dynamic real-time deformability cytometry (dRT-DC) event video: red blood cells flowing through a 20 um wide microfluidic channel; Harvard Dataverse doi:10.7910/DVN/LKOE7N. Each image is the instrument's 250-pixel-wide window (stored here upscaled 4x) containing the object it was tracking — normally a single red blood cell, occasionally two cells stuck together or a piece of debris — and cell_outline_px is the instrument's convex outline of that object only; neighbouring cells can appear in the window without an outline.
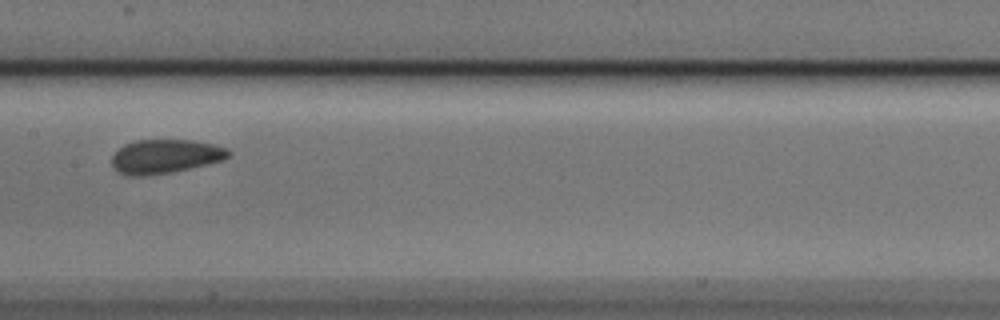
{"species": "Egyptian fruit bat (a non-hibernating species)", "species_latin": "Rousettus aegyptiacus", "temperature_condition": "cold", "stored_images_in_passage": 6, "camera_frame_rate_fps": 3000, "um_per_image_px": 0.085, "animal": {"sex": "male"}, "frame": {"image": 1, "passage_image": 6, "time_ms": 1.667, "image_size_px": [1000, 320], "cell_outline_px": [[232, 152], [224, 160], [208, 164], [172, 172], [144, 176], [128, 176], [116, 172], [112, 164], [112, 156], [124, 144], [136, 140], [192, 140], [212, 144], [228, 148]], "centroid_in_image_um": [14.04, 13.3], "position_along_channel_um": 193.4, "area_um2": 23.24}}